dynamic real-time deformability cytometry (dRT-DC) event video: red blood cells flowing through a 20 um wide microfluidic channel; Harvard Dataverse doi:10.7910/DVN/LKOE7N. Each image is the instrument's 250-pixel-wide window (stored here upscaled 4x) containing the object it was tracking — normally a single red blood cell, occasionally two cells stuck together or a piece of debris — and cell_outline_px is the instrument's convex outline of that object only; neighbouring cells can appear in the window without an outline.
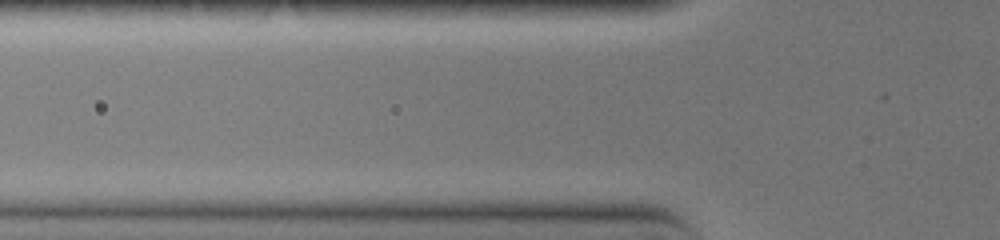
{"species": "common noctule bat (a hibernating species)", "species_latin": "Nyctalus noctula", "temperature_condition": "warm", "stored_images_in_passage": 3, "camera_frame_rate_fps": 3000, "um_per_image_px": 0.085, "animal": {"sex": "female", "body_mass_g": 19.0, "forearm_length_mm": 51.5}, "frame": {"image": 1, "passage_image": 2, "time_ms": 0.333, "image_size_px": [1000, 240], "cell_outline_px": [[628, 168], [508, 168], [480, 164], [484, 160], [512, 156], [584, 156], [620, 160], [628, 164]], "centroid_in_image_um": [47.17, 13.8], "position_along_channel_um": 78.6, "area_um2": 10.98}}